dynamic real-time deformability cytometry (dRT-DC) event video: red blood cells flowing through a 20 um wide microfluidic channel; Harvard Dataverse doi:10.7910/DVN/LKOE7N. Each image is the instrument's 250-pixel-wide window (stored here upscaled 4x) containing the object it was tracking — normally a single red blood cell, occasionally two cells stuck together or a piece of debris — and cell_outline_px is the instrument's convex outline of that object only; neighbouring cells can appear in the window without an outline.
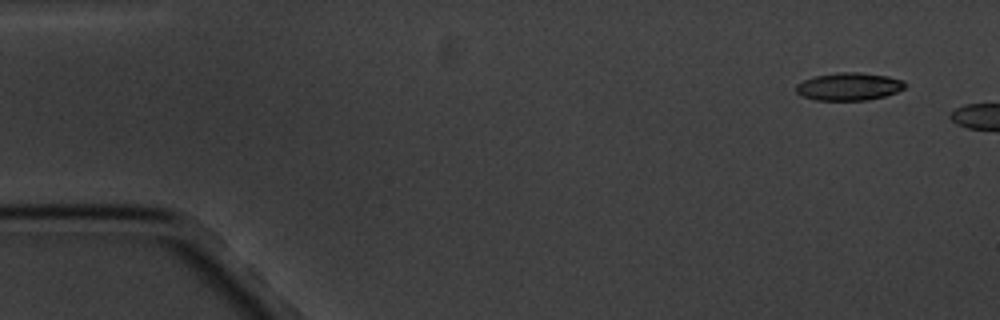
{"species": "common noctule bat (a hibernating species)", "species_latin": "Nyctalus noctula", "temperature_condition": "cold", "stored_images_in_passage": 2, "camera_frame_rate_fps": 3000, "um_per_image_px": 0.085, "animal": {"sex": "male", "body_mass_g": 20.1, "forearm_length_mm": 53.5}, "frame": {"image": 1, "passage_image": 1, "time_ms": 0.0, "image_size_px": [1000, 320], "cell_outline_px": [[908, 84], [904, 88], [896, 92], [884, 96], [868, 100], [816, 100], [800, 96], [796, 92], [796, 84], [804, 80], [816, 76], [836, 72], [860, 72], [888, 76], [904, 80]], "centroid_in_image_um": [72.17, 7.35], "position_along_channel_um": 12.8, "area_um2": 17.74}}